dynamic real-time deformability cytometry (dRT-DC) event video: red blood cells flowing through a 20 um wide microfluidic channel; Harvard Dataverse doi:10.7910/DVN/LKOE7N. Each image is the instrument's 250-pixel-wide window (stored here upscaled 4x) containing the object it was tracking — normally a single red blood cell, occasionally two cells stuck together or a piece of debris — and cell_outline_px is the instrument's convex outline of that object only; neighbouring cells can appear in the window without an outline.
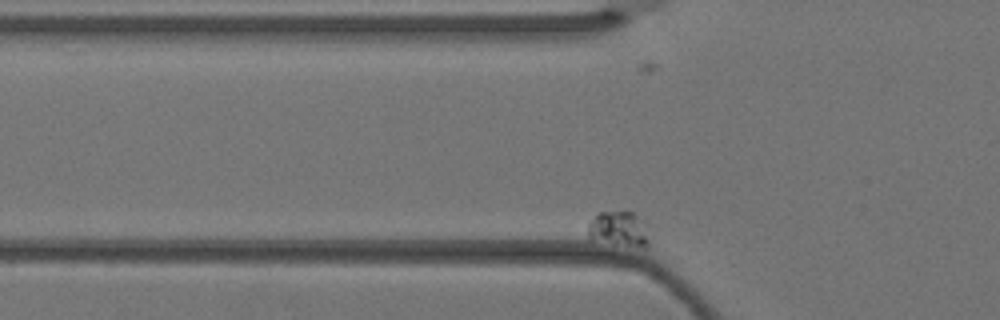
{"species": "Egyptian fruit bat (a non-hibernating species)", "species_latin": "Rousettus aegyptiacus", "temperature_condition": "warm", "stored_images_in_passage": 4, "camera_frame_rate_fps": 3000, "um_per_image_px": 0.085, "animal": {"sex": "female"}, "frame": {"image": 1, "passage_image": 4, "time_ms": 1.0, "image_size_px": [1000, 320], "cell_outline_px": [[652, 240], [644, 248], [588, 236], [588, 224], [600, 212], [632, 212], [644, 224], [652, 236]], "centroid_in_image_um": [52.7, 19.45], "position_along_channel_um": 73.1, "area_um2": 11.91}}